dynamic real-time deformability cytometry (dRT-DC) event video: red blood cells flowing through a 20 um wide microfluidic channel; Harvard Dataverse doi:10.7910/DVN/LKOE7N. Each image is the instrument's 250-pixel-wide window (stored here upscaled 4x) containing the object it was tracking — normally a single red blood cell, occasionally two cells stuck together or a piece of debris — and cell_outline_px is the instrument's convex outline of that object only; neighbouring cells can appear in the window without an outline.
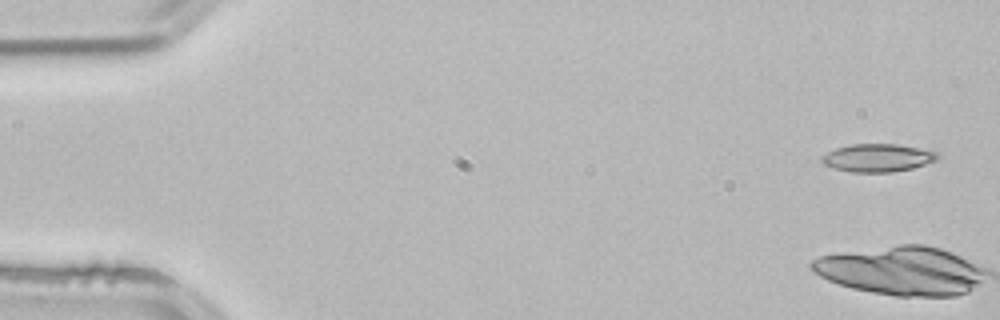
{"species": "common noctule bat (a hibernating species)", "species_latin": "Nyctalus noctula", "temperature_condition": "room temperature", "stored_images_in_passage": 3, "camera_frame_rate_fps": 3000, "um_per_image_px": 0.085, "animal": {"sex": "male", "body_mass_g": 21.5, "forearm_length_mm": 52.0}, "frame": {"image": 1, "passage_image": 1, "time_ms": 0.0, "image_size_px": [1000, 320], "cell_outline_px": [[940, 160], [912, 168], [892, 172], [852, 172], [836, 168], [824, 164], [820, 160], [820, 156], [836, 148], [852, 144], [896, 144], [920, 148], [940, 152]], "centroid_in_image_um": [74.66, 13.41], "position_along_channel_um": 10.3, "area_um2": 18.96}}